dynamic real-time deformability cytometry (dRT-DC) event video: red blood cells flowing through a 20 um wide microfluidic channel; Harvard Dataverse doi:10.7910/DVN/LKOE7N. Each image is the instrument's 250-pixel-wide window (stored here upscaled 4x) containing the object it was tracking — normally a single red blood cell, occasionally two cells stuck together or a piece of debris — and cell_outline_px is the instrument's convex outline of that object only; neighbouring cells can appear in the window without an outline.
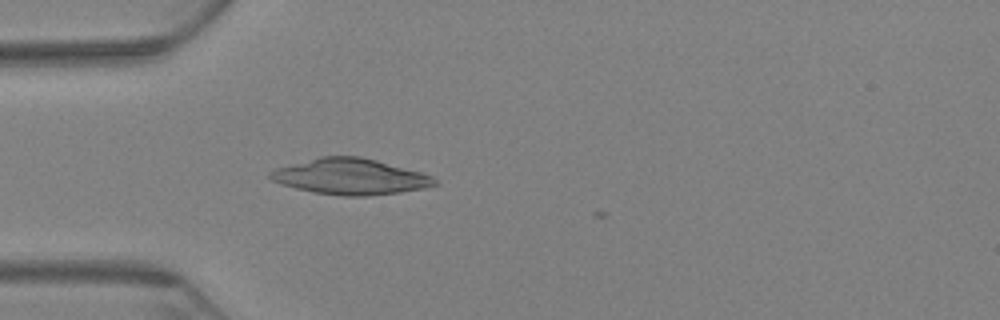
{"species": "Egyptian fruit bat (a non-hibernating species)", "species_latin": "Rousettus aegyptiacus", "temperature_condition": "warm", "stored_images_in_passage": 41, "camera_frame_rate_fps": 3000, "um_per_image_px": 0.085, "animal": {"sex": "female"}, "frame": {"image": 1, "passage_image": 3, "time_ms": 0.667, "image_size_px": [1000, 320], "cell_outline_px": [[440, 184], [424, 188], [400, 192], [368, 196], [344, 196], [312, 192], [280, 184], [272, 180], [268, 176], [268, 172], [276, 168], [320, 156], [360, 156], [376, 160], [420, 172], [432, 176]], "centroid_in_image_um": [29.76, 15.01], "position_along_channel_um": 55.2, "area_um2": 34.33}}
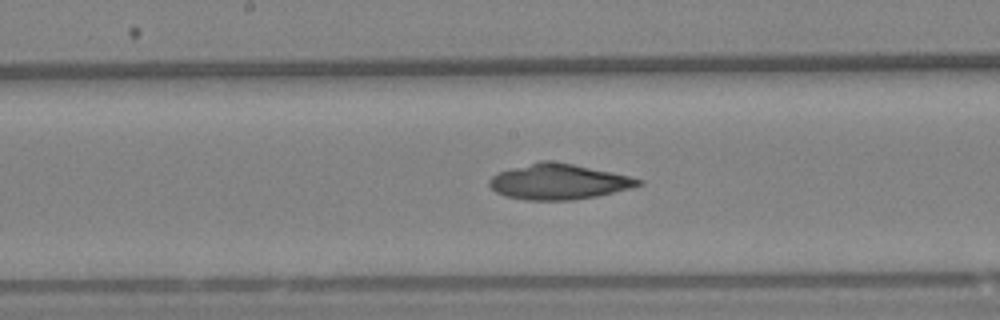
{"frame": {"image": 2, "passage_image": 18, "time_ms": 5.667, "image_size_px": [1000, 320], "cell_outline_px": [[644, 184], [632, 188], [596, 196], [572, 200], [528, 200], [504, 196], [496, 192], [488, 184], [488, 180], [496, 172], [540, 160], [552, 160], [612, 172], [644, 180]], "centroid_in_image_um": [47.46, 15.44], "position_along_channel_um": 200.7, "area_um2": 30.92}}
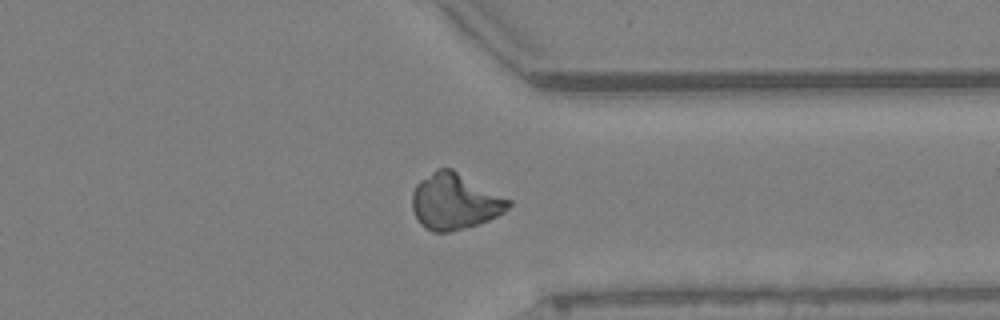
{"frame": {"image": 3, "passage_image": 35, "time_ms": 11.333, "image_size_px": [1000, 320], "cell_outline_px": [[512, 204], [504, 212], [488, 220], [476, 224], [448, 232], [432, 232], [424, 228], [420, 224], [412, 208], [412, 192], [416, 184], [420, 180], [436, 168], [452, 168], [512, 200]], "centroid_in_image_um": [38.64, 17.11], "position_along_channel_um": 372.8, "area_um2": 31.5}}